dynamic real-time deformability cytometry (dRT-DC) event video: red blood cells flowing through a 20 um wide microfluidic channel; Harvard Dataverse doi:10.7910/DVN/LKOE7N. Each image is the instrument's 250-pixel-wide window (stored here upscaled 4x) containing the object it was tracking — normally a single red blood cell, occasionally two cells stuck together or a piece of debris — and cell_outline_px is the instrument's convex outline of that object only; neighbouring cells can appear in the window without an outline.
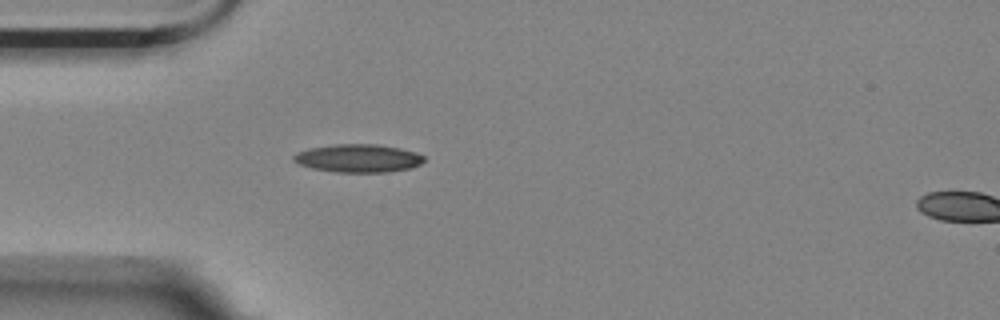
{"species": "Egyptian fruit bat (a non-hibernating species)", "species_latin": "Rousettus aegyptiacus", "temperature_condition": "room temperature", "stored_images_in_passage": 42, "camera_frame_rate_fps": 3000, "um_per_image_px": 0.085, "animal": {"sex": "female"}, "frame": {"image": 1, "passage_image": 1, "time_ms": 0.0, "image_size_px": [1000, 320], "cell_outline_px": [[424, 160], [420, 164], [412, 168], [388, 172], [336, 172], [312, 168], [300, 164], [292, 160], [292, 156], [296, 152], [308, 148], [336, 144], [376, 144], [400, 148], [416, 152], [424, 156]], "centroid_in_image_um": [30.44, 13.45], "position_along_channel_um": 54.6, "area_um2": 21.44}}
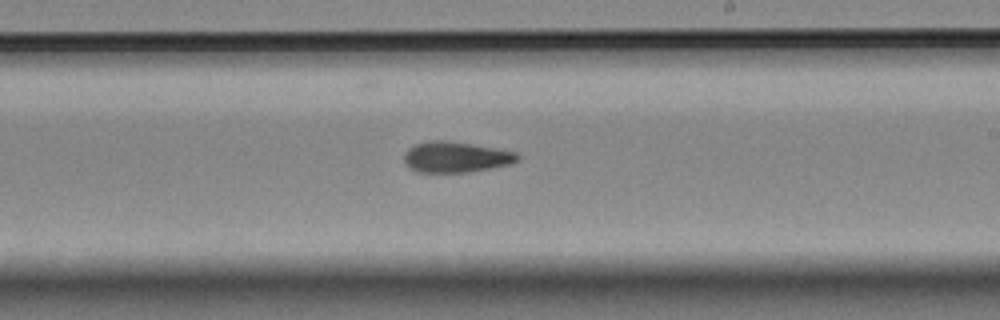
{"frame": {"image": 2, "passage_image": 18, "time_ms": 5.667, "image_size_px": [1000, 320], "cell_outline_px": [[520, 160], [512, 164], [492, 168], [468, 172], [416, 172], [408, 168], [404, 164], [404, 152], [408, 148], [416, 144], [432, 140], [448, 140], [496, 148], [516, 152], [520, 156]], "centroid_in_image_um": [38.74, 13.35], "position_along_channel_um": 250.3, "area_um2": 20.63}}
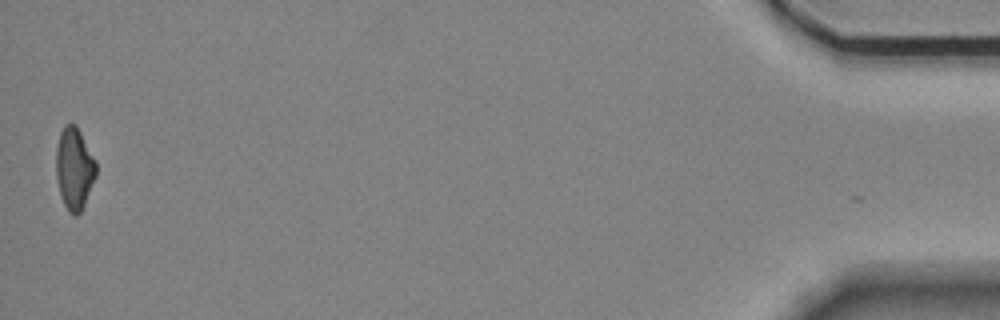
{"frame": {"image": 3, "passage_image": 41, "time_ms": 13.333, "image_size_px": [1000, 320], "cell_outline_px": [[96, 176], [84, 204], [80, 212], [76, 216], [72, 216], [68, 212], [60, 196], [56, 176], [56, 148], [60, 132], [64, 124], [76, 124], [96, 160]], "centroid_in_image_um": [6.31, 14.32], "position_along_channel_um": 428.9, "area_um2": 19.25}, "authors_computed_cell_mechanics": {"area_um2": 20.2011, "velocity_mm_per_s": 3.5402, "shape_relaxation_time_tau1_ms": 7.0952, "shape_relaxation_time_tau2_ms": 6.7336, "deformation_change_tau1": 0.1939, "deformation_change_tau2": 0.1609}}